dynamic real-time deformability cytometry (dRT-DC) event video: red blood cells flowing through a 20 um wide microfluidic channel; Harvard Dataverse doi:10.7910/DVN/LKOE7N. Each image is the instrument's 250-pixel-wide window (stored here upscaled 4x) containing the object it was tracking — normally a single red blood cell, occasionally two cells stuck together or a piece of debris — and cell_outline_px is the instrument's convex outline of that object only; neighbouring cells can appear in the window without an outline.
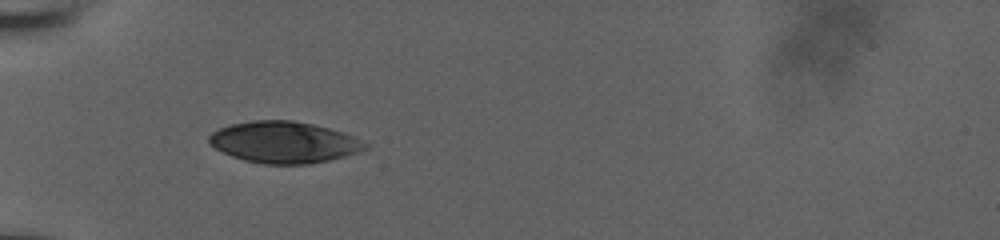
{"species": "human", "species_latin": "Homo sapiens", "temperature_condition": "room temperature", "stored_images_in_passage": 5, "camera_frame_rate_fps": 3000, "um_per_image_px": 0.085, "donor": {"sex": "male"}, "frame": {"image": 1, "passage_image": 1, "time_ms": 0.0, "image_size_px": [1000, 240], "cell_outline_px": [[368, 148], [344, 156], [328, 160], [308, 164], [264, 164], [244, 160], [232, 156], [216, 148], [208, 140], [208, 136], [212, 132], [220, 128], [232, 124], [252, 120], [292, 120], [312, 124], [344, 132], [368, 144]], "centroid_in_image_um": [24.13, 12.08], "position_along_channel_um": 60.9, "area_um2": 37.4}}
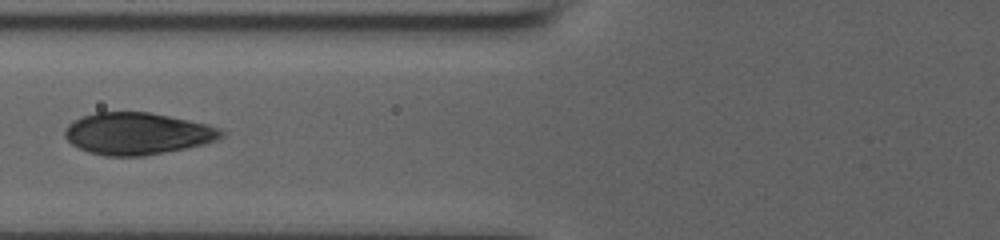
{"frame": {"image": 2, "passage_image": 3, "time_ms": 0.667, "image_size_px": [1000, 240], "cell_outline_px": [[224, 136], [216, 140], [204, 144], [144, 156], [104, 156], [88, 152], [72, 144], [64, 136], [64, 128], [68, 124], [84, 116], [96, 112], [148, 112], [208, 124], [220, 128], [224, 132]], "centroid_in_image_um": [11.67, 11.36], "position_along_channel_um": 114.1, "area_um2": 38.09}}
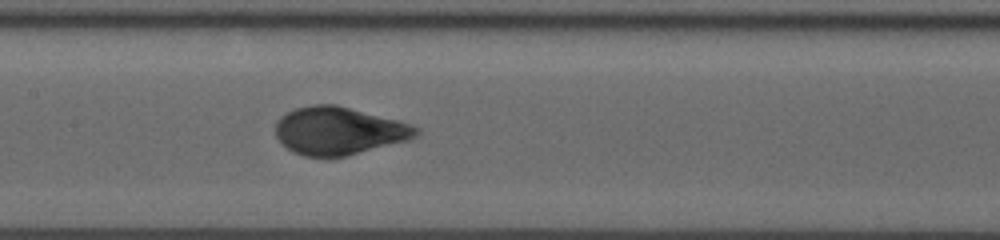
{"frame": {"image": 3, "passage_image": 5, "time_ms": 1.333, "image_size_px": [1000, 240], "cell_outline_px": [[420, 132], [412, 140], [344, 156], [304, 156], [292, 152], [280, 144], [276, 136], [276, 124], [280, 116], [296, 108], [312, 104], [336, 104], [400, 120], [412, 124], [420, 128]], "centroid_in_image_um": [28.83, 11.11], "position_along_channel_um": 178.6, "area_um2": 39.54}}